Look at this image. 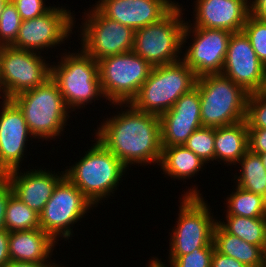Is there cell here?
<instances>
[{"instance_id": "obj_1", "label": "cell", "mask_w": 266, "mask_h": 267, "mask_svg": "<svg viewBox=\"0 0 266 267\" xmlns=\"http://www.w3.org/2000/svg\"><path fill=\"white\" fill-rule=\"evenodd\" d=\"M113 105L128 108L103 119L94 137L128 169L132 164L159 165L163 149L159 116L140 111L131 103Z\"/></svg>"}, {"instance_id": "obj_2", "label": "cell", "mask_w": 266, "mask_h": 267, "mask_svg": "<svg viewBox=\"0 0 266 267\" xmlns=\"http://www.w3.org/2000/svg\"><path fill=\"white\" fill-rule=\"evenodd\" d=\"M93 145L78 162L65 169V177L97 207L119 187L128 168L101 142Z\"/></svg>"}, {"instance_id": "obj_3", "label": "cell", "mask_w": 266, "mask_h": 267, "mask_svg": "<svg viewBox=\"0 0 266 267\" xmlns=\"http://www.w3.org/2000/svg\"><path fill=\"white\" fill-rule=\"evenodd\" d=\"M22 111L30 133L35 140L56 139L68 125L69 113L64 98L50 77L43 84L24 91L11 99Z\"/></svg>"}, {"instance_id": "obj_4", "label": "cell", "mask_w": 266, "mask_h": 267, "mask_svg": "<svg viewBox=\"0 0 266 267\" xmlns=\"http://www.w3.org/2000/svg\"><path fill=\"white\" fill-rule=\"evenodd\" d=\"M203 127H222L246 120L249 93L221 73L197 77Z\"/></svg>"}, {"instance_id": "obj_5", "label": "cell", "mask_w": 266, "mask_h": 267, "mask_svg": "<svg viewBox=\"0 0 266 267\" xmlns=\"http://www.w3.org/2000/svg\"><path fill=\"white\" fill-rule=\"evenodd\" d=\"M79 49L81 50L77 53H63L60 61L51 65V78L57 84L71 112L85 107L88 103L92 104V100L104 97L100 86L98 62L82 48Z\"/></svg>"}, {"instance_id": "obj_6", "label": "cell", "mask_w": 266, "mask_h": 267, "mask_svg": "<svg viewBox=\"0 0 266 267\" xmlns=\"http://www.w3.org/2000/svg\"><path fill=\"white\" fill-rule=\"evenodd\" d=\"M197 189L195 184L179 198L178 221L170 234L168 258H179L213 242V230L218 219L213 217L211 206Z\"/></svg>"}, {"instance_id": "obj_7", "label": "cell", "mask_w": 266, "mask_h": 267, "mask_svg": "<svg viewBox=\"0 0 266 267\" xmlns=\"http://www.w3.org/2000/svg\"><path fill=\"white\" fill-rule=\"evenodd\" d=\"M196 81L197 76L182 59L156 66L130 103L140 111L160 116L194 88Z\"/></svg>"}, {"instance_id": "obj_8", "label": "cell", "mask_w": 266, "mask_h": 267, "mask_svg": "<svg viewBox=\"0 0 266 267\" xmlns=\"http://www.w3.org/2000/svg\"><path fill=\"white\" fill-rule=\"evenodd\" d=\"M182 9L177 2L159 21L137 29L132 51L153 67L181 60L186 24Z\"/></svg>"}, {"instance_id": "obj_9", "label": "cell", "mask_w": 266, "mask_h": 267, "mask_svg": "<svg viewBox=\"0 0 266 267\" xmlns=\"http://www.w3.org/2000/svg\"><path fill=\"white\" fill-rule=\"evenodd\" d=\"M97 62L101 90L110 105L130 103L153 68L133 51L108 56Z\"/></svg>"}, {"instance_id": "obj_10", "label": "cell", "mask_w": 266, "mask_h": 267, "mask_svg": "<svg viewBox=\"0 0 266 267\" xmlns=\"http://www.w3.org/2000/svg\"><path fill=\"white\" fill-rule=\"evenodd\" d=\"M93 207L91 201L64 177L39 213L40 228L56 242L59 238L69 240L73 236L70 225H75Z\"/></svg>"}, {"instance_id": "obj_11", "label": "cell", "mask_w": 266, "mask_h": 267, "mask_svg": "<svg viewBox=\"0 0 266 267\" xmlns=\"http://www.w3.org/2000/svg\"><path fill=\"white\" fill-rule=\"evenodd\" d=\"M92 8L85 10L79 27L82 49L96 61L132 51L135 30L104 16L94 5Z\"/></svg>"}, {"instance_id": "obj_12", "label": "cell", "mask_w": 266, "mask_h": 267, "mask_svg": "<svg viewBox=\"0 0 266 267\" xmlns=\"http://www.w3.org/2000/svg\"><path fill=\"white\" fill-rule=\"evenodd\" d=\"M43 53L13 46L0 47V74L7 99L43 84L51 77V65Z\"/></svg>"}, {"instance_id": "obj_13", "label": "cell", "mask_w": 266, "mask_h": 267, "mask_svg": "<svg viewBox=\"0 0 266 267\" xmlns=\"http://www.w3.org/2000/svg\"><path fill=\"white\" fill-rule=\"evenodd\" d=\"M231 34L224 29L193 27L186 21L183 31V48L188 43L189 37L193 41L188 43L190 46L185 47L182 60L197 77L221 73Z\"/></svg>"}, {"instance_id": "obj_14", "label": "cell", "mask_w": 266, "mask_h": 267, "mask_svg": "<svg viewBox=\"0 0 266 267\" xmlns=\"http://www.w3.org/2000/svg\"><path fill=\"white\" fill-rule=\"evenodd\" d=\"M75 15L64 7H55L45 14L21 22L13 47L41 53L44 48L57 47L73 34ZM64 41V42H63ZM56 45V46H55ZM40 50V51H39Z\"/></svg>"}, {"instance_id": "obj_15", "label": "cell", "mask_w": 266, "mask_h": 267, "mask_svg": "<svg viewBox=\"0 0 266 267\" xmlns=\"http://www.w3.org/2000/svg\"><path fill=\"white\" fill-rule=\"evenodd\" d=\"M221 74L249 94L266 90V66L258 59L243 31L231 34Z\"/></svg>"}, {"instance_id": "obj_16", "label": "cell", "mask_w": 266, "mask_h": 267, "mask_svg": "<svg viewBox=\"0 0 266 267\" xmlns=\"http://www.w3.org/2000/svg\"><path fill=\"white\" fill-rule=\"evenodd\" d=\"M159 118L162 147L184 145L195 130L203 127L198 88L195 86L183 94Z\"/></svg>"}, {"instance_id": "obj_17", "label": "cell", "mask_w": 266, "mask_h": 267, "mask_svg": "<svg viewBox=\"0 0 266 267\" xmlns=\"http://www.w3.org/2000/svg\"><path fill=\"white\" fill-rule=\"evenodd\" d=\"M0 110V163L9 173L21 168L28 138L34 136L22 111L11 99L3 101Z\"/></svg>"}, {"instance_id": "obj_18", "label": "cell", "mask_w": 266, "mask_h": 267, "mask_svg": "<svg viewBox=\"0 0 266 267\" xmlns=\"http://www.w3.org/2000/svg\"><path fill=\"white\" fill-rule=\"evenodd\" d=\"M177 3L172 0H98L104 16L137 30L164 17Z\"/></svg>"}, {"instance_id": "obj_19", "label": "cell", "mask_w": 266, "mask_h": 267, "mask_svg": "<svg viewBox=\"0 0 266 267\" xmlns=\"http://www.w3.org/2000/svg\"><path fill=\"white\" fill-rule=\"evenodd\" d=\"M193 27L242 31L250 15V0H196ZM195 20V21H194Z\"/></svg>"}, {"instance_id": "obj_20", "label": "cell", "mask_w": 266, "mask_h": 267, "mask_svg": "<svg viewBox=\"0 0 266 267\" xmlns=\"http://www.w3.org/2000/svg\"><path fill=\"white\" fill-rule=\"evenodd\" d=\"M39 169V170H38ZM30 169L21 171L16 169L8 173L7 182L11 185L13 194L29 208L40 213L51 198L57 184L65 177L64 171L55 173L51 170Z\"/></svg>"}, {"instance_id": "obj_21", "label": "cell", "mask_w": 266, "mask_h": 267, "mask_svg": "<svg viewBox=\"0 0 266 267\" xmlns=\"http://www.w3.org/2000/svg\"><path fill=\"white\" fill-rule=\"evenodd\" d=\"M56 244L58 242L41 228L12 231L9 232V257L11 261L49 263Z\"/></svg>"}, {"instance_id": "obj_22", "label": "cell", "mask_w": 266, "mask_h": 267, "mask_svg": "<svg viewBox=\"0 0 266 267\" xmlns=\"http://www.w3.org/2000/svg\"><path fill=\"white\" fill-rule=\"evenodd\" d=\"M214 149L215 161L236 165L249 151L247 121L216 127Z\"/></svg>"}, {"instance_id": "obj_23", "label": "cell", "mask_w": 266, "mask_h": 267, "mask_svg": "<svg viewBox=\"0 0 266 267\" xmlns=\"http://www.w3.org/2000/svg\"><path fill=\"white\" fill-rule=\"evenodd\" d=\"M214 249L247 267H264V250L228 233L218 222L213 230Z\"/></svg>"}, {"instance_id": "obj_24", "label": "cell", "mask_w": 266, "mask_h": 267, "mask_svg": "<svg viewBox=\"0 0 266 267\" xmlns=\"http://www.w3.org/2000/svg\"><path fill=\"white\" fill-rule=\"evenodd\" d=\"M206 163L184 145L163 147L159 163L164 175L175 180L190 179L205 169Z\"/></svg>"}, {"instance_id": "obj_25", "label": "cell", "mask_w": 266, "mask_h": 267, "mask_svg": "<svg viewBox=\"0 0 266 267\" xmlns=\"http://www.w3.org/2000/svg\"><path fill=\"white\" fill-rule=\"evenodd\" d=\"M226 222H217L230 234L241 240L266 248V217L250 218L235 215H226Z\"/></svg>"}, {"instance_id": "obj_26", "label": "cell", "mask_w": 266, "mask_h": 267, "mask_svg": "<svg viewBox=\"0 0 266 267\" xmlns=\"http://www.w3.org/2000/svg\"><path fill=\"white\" fill-rule=\"evenodd\" d=\"M237 164L240 175H235L234 182L242 189L262 195L266 198V169L259 154L248 151Z\"/></svg>"}, {"instance_id": "obj_27", "label": "cell", "mask_w": 266, "mask_h": 267, "mask_svg": "<svg viewBox=\"0 0 266 267\" xmlns=\"http://www.w3.org/2000/svg\"><path fill=\"white\" fill-rule=\"evenodd\" d=\"M235 191L226 197V215L250 218L266 217V198L235 185Z\"/></svg>"}, {"instance_id": "obj_28", "label": "cell", "mask_w": 266, "mask_h": 267, "mask_svg": "<svg viewBox=\"0 0 266 267\" xmlns=\"http://www.w3.org/2000/svg\"><path fill=\"white\" fill-rule=\"evenodd\" d=\"M37 228H40L39 213L12 194L6 206L5 229L12 232Z\"/></svg>"}, {"instance_id": "obj_29", "label": "cell", "mask_w": 266, "mask_h": 267, "mask_svg": "<svg viewBox=\"0 0 266 267\" xmlns=\"http://www.w3.org/2000/svg\"><path fill=\"white\" fill-rule=\"evenodd\" d=\"M214 252L213 242L203 248L194 249L191 253L180 256L179 258H169L170 267H211V259ZM150 267H167L165 262L154 257L148 262Z\"/></svg>"}, {"instance_id": "obj_30", "label": "cell", "mask_w": 266, "mask_h": 267, "mask_svg": "<svg viewBox=\"0 0 266 267\" xmlns=\"http://www.w3.org/2000/svg\"><path fill=\"white\" fill-rule=\"evenodd\" d=\"M215 128L201 127L195 130L184 144L206 164L215 160Z\"/></svg>"}, {"instance_id": "obj_31", "label": "cell", "mask_w": 266, "mask_h": 267, "mask_svg": "<svg viewBox=\"0 0 266 267\" xmlns=\"http://www.w3.org/2000/svg\"><path fill=\"white\" fill-rule=\"evenodd\" d=\"M21 22L16 6L9 0L0 15V47L15 43Z\"/></svg>"}, {"instance_id": "obj_32", "label": "cell", "mask_w": 266, "mask_h": 267, "mask_svg": "<svg viewBox=\"0 0 266 267\" xmlns=\"http://www.w3.org/2000/svg\"><path fill=\"white\" fill-rule=\"evenodd\" d=\"M242 31L248 37L258 59L266 66V21L249 15Z\"/></svg>"}, {"instance_id": "obj_33", "label": "cell", "mask_w": 266, "mask_h": 267, "mask_svg": "<svg viewBox=\"0 0 266 267\" xmlns=\"http://www.w3.org/2000/svg\"><path fill=\"white\" fill-rule=\"evenodd\" d=\"M246 121L248 129H266V90L249 94Z\"/></svg>"}, {"instance_id": "obj_34", "label": "cell", "mask_w": 266, "mask_h": 267, "mask_svg": "<svg viewBox=\"0 0 266 267\" xmlns=\"http://www.w3.org/2000/svg\"><path fill=\"white\" fill-rule=\"evenodd\" d=\"M17 8L19 15L24 20L39 17L48 12L52 6H46V0H10Z\"/></svg>"}, {"instance_id": "obj_35", "label": "cell", "mask_w": 266, "mask_h": 267, "mask_svg": "<svg viewBox=\"0 0 266 267\" xmlns=\"http://www.w3.org/2000/svg\"><path fill=\"white\" fill-rule=\"evenodd\" d=\"M249 151L266 153V129H248Z\"/></svg>"}, {"instance_id": "obj_36", "label": "cell", "mask_w": 266, "mask_h": 267, "mask_svg": "<svg viewBox=\"0 0 266 267\" xmlns=\"http://www.w3.org/2000/svg\"><path fill=\"white\" fill-rule=\"evenodd\" d=\"M12 194L13 190L8 182L0 186V230L5 229L6 206Z\"/></svg>"}, {"instance_id": "obj_37", "label": "cell", "mask_w": 266, "mask_h": 267, "mask_svg": "<svg viewBox=\"0 0 266 267\" xmlns=\"http://www.w3.org/2000/svg\"><path fill=\"white\" fill-rule=\"evenodd\" d=\"M211 267H247V266H245L240 261L234 259L233 257L223 255L214 249L211 259Z\"/></svg>"}, {"instance_id": "obj_38", "label": "cell", "mask_w": 266, "mask_h": 267, "mask_svg": "<svg viewBox=\"0 0 266 267\" xmlns=\"http://www.w3.org/2000/svg\"><path fill=\"white\" fill-rule=\"evenodd\" d=\"M9 232L0 230V267H6L11 261L9 257Z\"/></svg>"}, {"instance_id": "obj_39", "label": "cell", "mask_w": 266, "mask_h": 267, "mask_svg": "<svg viewBox=\"0 0 266 267\" xmlns=\"http://www.w3.org/2000/svg\"><path fill=\"white\" fill-rule=\"evenodd\" d=\"M250 15L266 21V0H250Z\"/></svg>"}, {"instance_id": "obj_40", "label": "cell", "mask_w": 266, "mask_h": 267, "mask_svg": "<svg viewBox=\"0 0 266 267\" xmlns=\"http://www.w3.org/2000/svg\"><path fill=\"white\" fill-rule=\"evenodd\" d=\"M52 263V264H51ZM35 263V262H22V261H10L6 267H61L60 265L53 263Z\"/></svg>"}, {"instance_id": "obj_41", "label": "cell", "mask_w": 266, "mask_h": 267, "mask_svg": "<svg viewBox=\"0 0 266 267\" xmlns=\"http://www.w3.org/2000/svg\"><path fill=\"white\" fill-rule=\"evenodd\" d=\"M8 180V171L0 163V186Z\"/></svg>"}, {"instance_id": "obj_42", "label": "cell", "mask_w": 266, "mask_h": 267, "mask_svg": "<svg viewBox=\"0 0 266 267\" xmlns=\"http://www.w3.org/2000/svg\"><path fill=\"white\" fill-rule=\"evenodd\" d=\"M1 98H2L3 101L7 100L5 90H4L3 86H2V80H1V74H0V99Z\"/></svg>"}, {"instance_id": "obj_43", "label": "cell", "mask_w": 266, "mask_h": 267, "mask_svg": "<svg viewBox=\"0 0 266 267\" xmlns=\"http://www.w3.org/2000/svg\"><path fill=\"white\" fill-rule=\"evenodd\" d=\"M9 0H0V15L3 11L4 6L8 3Z\"/></svg>"}, {"instance_id": "obj_44", "label": "cell", "mask_w": 266, "mask_h": 267, "mask_svg": "<svg viewBox=\"0 0 266 267\" xmlns=\"http://www.w3.org/2000/svg\"><path fill=\"white\" fill-rule=\"evenodd\" d=\"M261 159H262V162H263V165L266 169V153H263V154H259Z\"/></svg>"}, {"instance_id": "obj_45", "label": "cell", "mask_w": 266, "mask_h": 267, "mask_svg": "<svg viewBox=\"0 0 266 267\" xmlns=\"http://www.w3.org/2000/svg\"><path fill=\"white\" fill-rule=\"evenodd\" d=\"M264 267H266V248L264 250Z\"/></svg>"}]
</instances>
